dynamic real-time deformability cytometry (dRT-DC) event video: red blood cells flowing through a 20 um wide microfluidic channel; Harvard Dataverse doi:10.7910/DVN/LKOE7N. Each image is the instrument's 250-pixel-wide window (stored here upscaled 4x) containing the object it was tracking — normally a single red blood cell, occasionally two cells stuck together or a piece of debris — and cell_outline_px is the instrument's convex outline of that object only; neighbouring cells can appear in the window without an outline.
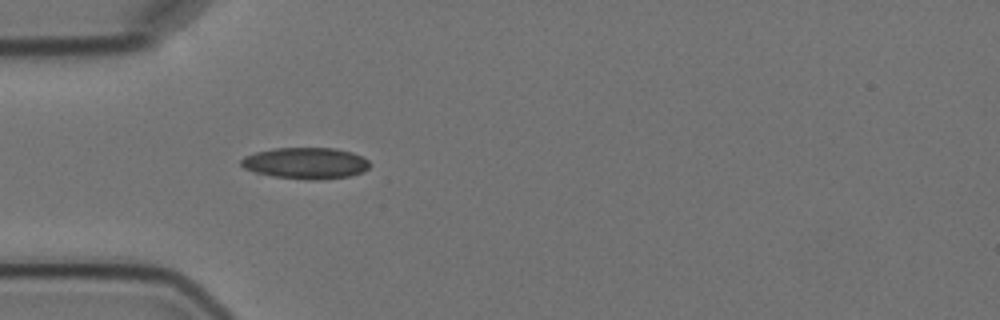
{"species": "Egyptian fruit bat (a non-hibernating species)", "species_latin": "Rousettus aegyptiacus", "temperature_condition": "cold", "stored_images_in_passage": 5, "camera_frame_rate_fps": 3000, "um_per_image_px": 0.085, "animal": {"sex": "female"}, "frame": {"image": 1, "passage_image": 5, "time_ms": 4.667, "image_size_px": [1000, 320], "cell_outline_px": [[372, 164], [364, 172], [348, 176], [320, 180], [308, 180], [272, 176], [256, 172], [244, 168], [240, 164], [240, 160], [244, 156], [256, 152], [272, 148], [336, 148], [352, 152], [368, 160]], "centroid_in_image_um": [26.0, 13.87], "position_along_channel_um": 59.0, "area_um2": 23.64}}